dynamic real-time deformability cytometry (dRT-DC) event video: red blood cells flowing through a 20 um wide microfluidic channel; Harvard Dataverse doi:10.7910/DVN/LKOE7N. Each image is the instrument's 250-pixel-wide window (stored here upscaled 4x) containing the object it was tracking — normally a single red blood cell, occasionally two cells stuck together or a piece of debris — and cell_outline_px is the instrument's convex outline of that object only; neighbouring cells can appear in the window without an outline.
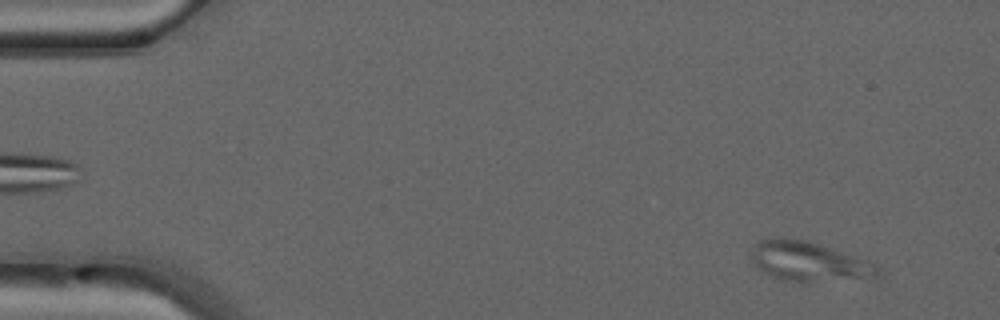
{"species": "common noctule bat (a hibernating species)", "species_latin": "Nyctalus noctula", "temperature_condition": "warm", "stored_images_in_passage": 14, "camera_frame_rate_fps": 3000, "um_per_image_px": 0.085, "animal": {"sex": "male", "forearm_length_mm": 52.5}, "frame": {"image": 1, "passage_image": 3, "time_ms": 0.667, "image_size_px": [1000, 320], "cell_outline_px": [[880, 276], [800, 284], [780, 280], [756, 268], [748, 256], [748, 252], [752, 244], [756, 240], [772, 236], [776, 236], [808, 240], [876, 264], [880, 268]], "centroid_in_image_um": [68.6, 22.22], "position_along_channel_um": 16.4, "area_um2": 30.23}}